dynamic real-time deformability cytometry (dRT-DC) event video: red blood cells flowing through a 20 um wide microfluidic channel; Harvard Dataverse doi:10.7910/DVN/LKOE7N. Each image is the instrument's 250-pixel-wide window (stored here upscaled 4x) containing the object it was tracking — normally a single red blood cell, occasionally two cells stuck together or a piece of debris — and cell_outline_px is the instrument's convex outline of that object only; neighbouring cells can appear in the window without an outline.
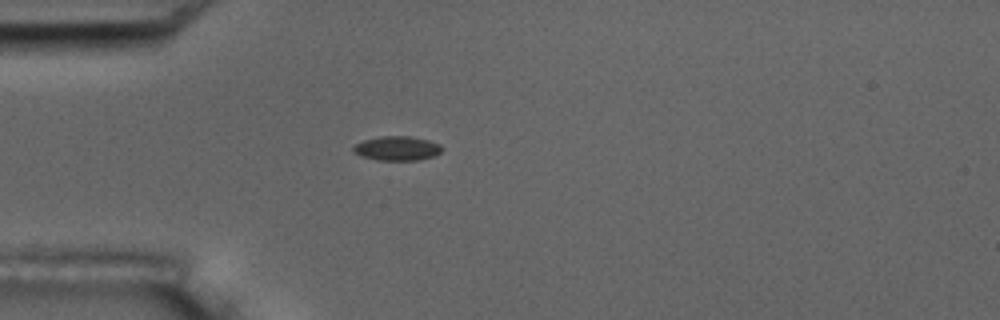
{"species": "common noctule bat (a hibernating species)", "species_latin": "Nyctalus noctula", "temperature_condition": "room temperature", "stored_images_in_passage": 3, "camera_frame_rate_fps": 3000, "um_per_image_px": 0.085, "animal": {"sex": "male", "body_mass_g": 17.5, "forearm_length_mm": 52.3}, "frame": {"image": 1, "passage_image": 3, "time_ms": 3.0, "image_size_px": [1000, 320], "cell_outline_px": [[444, 148], [440, 152], [432, 156], [416, 160], [376, 160], [352, 152], [352, 148], [356, 144], [364, 140], [380, 136], [408, 136], [428, 140], [440, 144]], "centroid_in_image_um": [33.75, 12.6], "position_along_channel_um": 51.3, "area_um2": 12.43}}